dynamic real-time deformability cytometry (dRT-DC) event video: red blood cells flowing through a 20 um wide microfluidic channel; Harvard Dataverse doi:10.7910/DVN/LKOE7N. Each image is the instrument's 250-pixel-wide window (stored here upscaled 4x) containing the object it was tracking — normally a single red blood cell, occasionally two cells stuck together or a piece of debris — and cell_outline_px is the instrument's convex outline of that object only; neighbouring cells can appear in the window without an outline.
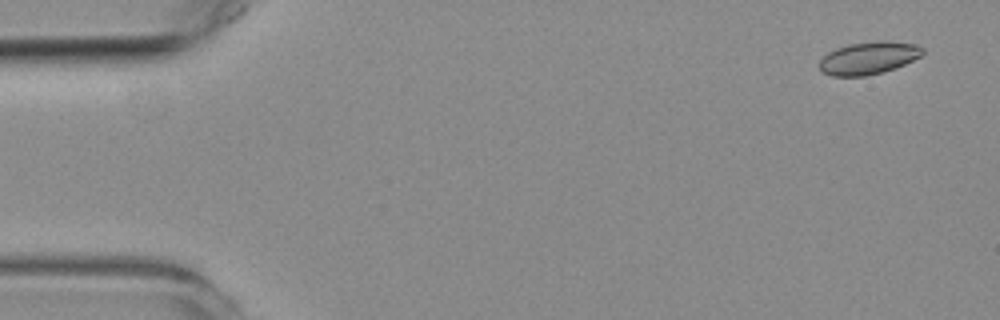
{"species": "common noctule bat (a hibernating species)", "species_latin": "Nyctalus noctula", "temperature_condition": "room temperature", "stored_images_in_passage": 55, "camera_frame_rate_fps": 3000, "um_per_image_px": 0.085, "animal": {"sex": "female", "body_mass_g": 19.3, "forearm_length_mm": 54.1}, "frame": {"image": 1, "passage_image": 3, "time_ms": 0.667, "image_size_px": [1000, 320], "cell_outline_px": [[924, 52], [920, 56], [896, 68], [864, 76], [832, 76], [820, 72], [820, 60], [828, 52], [836, 48], [848, 44], [880, 40], [888, 40], [916, 44], [924, 48]], "centroid_in_image_um": [73.83, 4.92], "position_along_channel_um": 11.2, "area_um2": 19.65}}
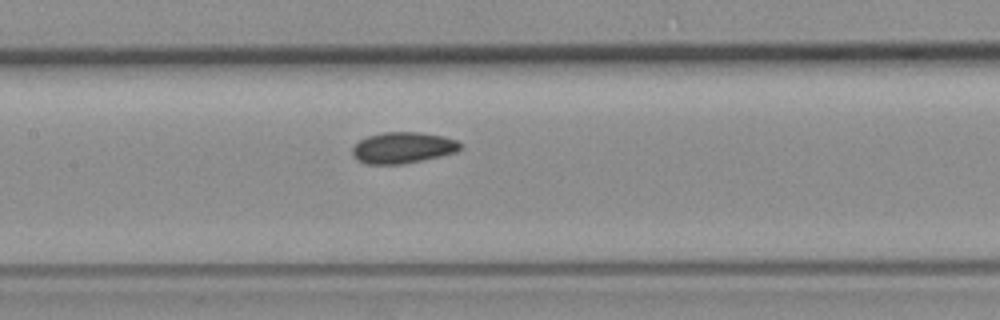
{"frame": {"image": 2, "passage_image": 26, "time_ms": 8.333, "image_size_px": [1000, 320], "cell_outline_px": [[464, 144], [456, 152], [440, 156], [400, 164], [368, 164], [356, 160], [352, 156], [352, 148], [360, 140], [368, 136], [384, 132], [420, 132], [444, 136], [456, 140]], "centroid_in_image_um": [34.24, 12.55], "position_along_channel_um": 173.2, "area_um2": 19.59}}
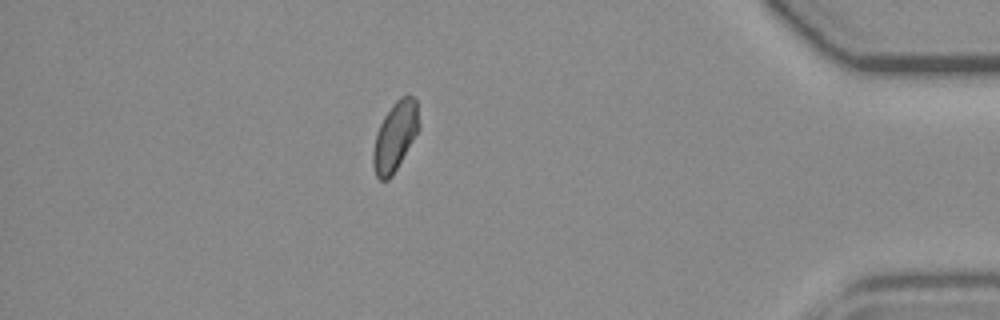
{"frame": {"image": 3, "passage_image": 48, "time_ms": 15.667, "image_size_px": [1000, 320], "cell_outline_px": [[420, 128], [392, 176], [388, 180], [380, 180], [376, 176], [372, 164], [372, 152], [376, 132], [384, 116], [392, 104], [400, 96], [408, 92], [416, 100], [420, 124]], "centroid_in_image_um": [33.58, 11.56], "position_along_channel_um": 401.6, "area_um2": 18.73}, "authors_computed_cell_mechanics": {"area_um2": 19.3052, "velocity_mm_per_s": 3.7463, "shape_relaxation_time_tau1_ms": 6.6109, "shape_relaxation_time_tau2_ms": 10.4056, "deformation_change_tau1": 0.0884, "deformation_change_tau2": 0.102}}